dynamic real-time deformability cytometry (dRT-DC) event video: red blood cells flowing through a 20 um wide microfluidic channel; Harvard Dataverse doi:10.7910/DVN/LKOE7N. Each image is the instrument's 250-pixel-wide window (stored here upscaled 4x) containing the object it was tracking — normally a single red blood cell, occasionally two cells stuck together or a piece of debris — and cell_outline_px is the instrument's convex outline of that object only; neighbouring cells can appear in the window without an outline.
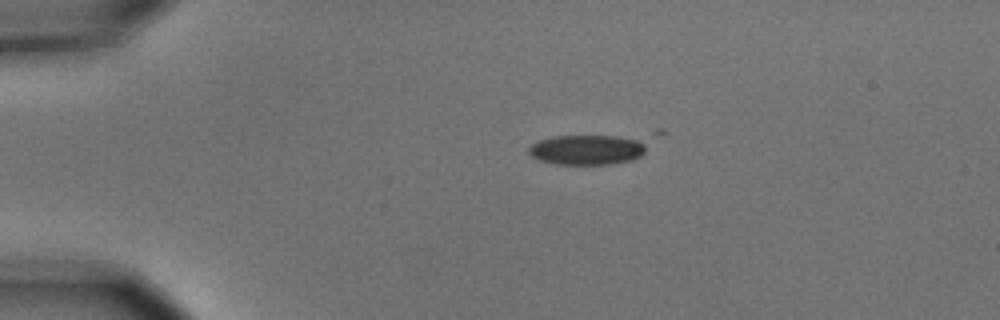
{"species": "common noctule bat (a hibernating species)", "species_latin": "Nyctalus noctula", "temperature_condition": "cold", "stored_images_in_passage": 3, "camera_frame_rate_fps": 3000, "um_per_image_px": 0.085, "animal": {"sex": "male", "body_mass_g": 15.6}, "frame": {"image": 1, "passage_image": 1, "time_ms": 0.0, "image_size_px": [1000, 320], "cell_outline_px": [[644, 152], [640, 156], [632, 160], [608, 164], [552, 164], [540, 160], [532, 156], [528, 152], [528, 148], [532, 144], [540, 140], [552, 136], [616, 136], [644, 140]], "centroid_in_image_um": [49.87, 12.73], "position_along_channel_um": 35.1, "area_um2": 20.46}}